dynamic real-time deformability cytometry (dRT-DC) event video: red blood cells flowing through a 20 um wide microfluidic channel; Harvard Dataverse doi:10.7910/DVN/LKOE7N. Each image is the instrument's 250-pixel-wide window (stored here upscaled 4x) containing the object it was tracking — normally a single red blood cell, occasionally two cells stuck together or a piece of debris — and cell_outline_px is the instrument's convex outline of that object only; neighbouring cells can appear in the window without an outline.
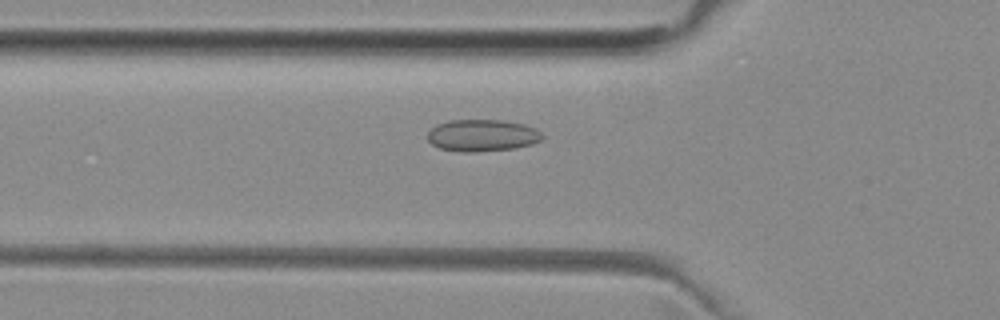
{"species": "common noctule bat (a hibernating species)", "species_latin": "Nyctalus noctula", "temperature_condition": "room temperature", "stored_images_in_passage": 25, "camera_frame_rate_fps": 3000, "um_per_image_px": 0.085, "animal": {"sex": "female", "body_mass_g": 29.2, "forearm_length_mm": 56.3}, "frame": {"image": 1, "passage_image": 9, "time_ms": 2.667, "image_size_px": [1000, 320], "cell_outline_px": [[544, 136], [540, 140], [532, 144], [516, 148], [476, 152], [464, 152], [440, 148], [432, 144], [428, 140], [428, 132], [436, 124], [448, 120], [504, 120], [524, 124], [536, 128]], "centroid_in_image_um": [41.0, 11.5], "position_along_channel_um": 84.8, "area_um2": 21.44}}
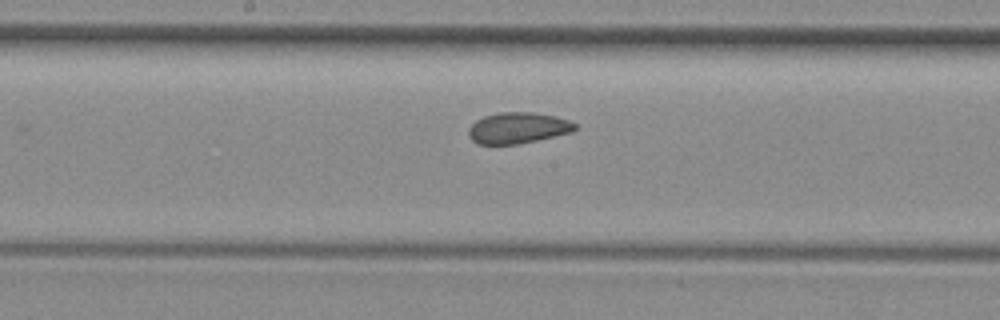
{"frame": {"image": 2, "passage_image": 18, "time_ms": 5.667, "image_size_px": [1000, 320], "cell_outline_px": [[576, 128], [572, 132], [536, 140], [516, 144], [476, 144], [468, 136], [468, 128], [476, 120], [484, 116], [500, 112], [532, 112], [556, 116], [568, 120], [576, 124]], "centroid_in_image_um": [43.99, 10.87], "position_along_channel_um": 204.2, "area_um2": 19.25}}
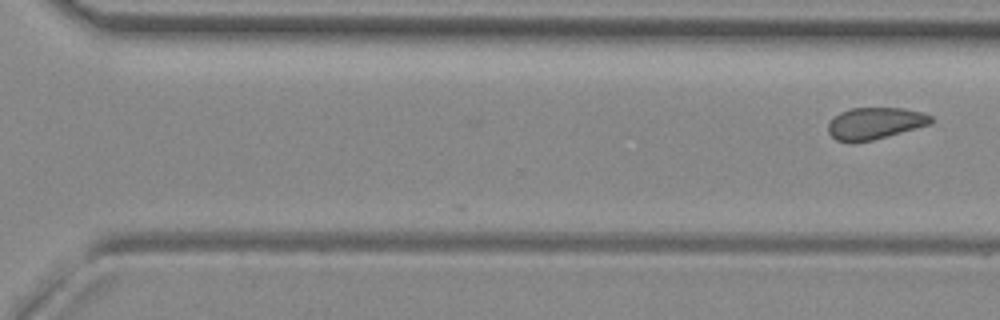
{"frame": {"image": 3, "passage_image": 25, "time_ms": 8.0, "image_size_px": [1000, 320], "cell_outline_px": [[936, 120], [932, 124], [872, 140], [852, 144], [836, 140], [828, 132], [828, 124], [840, 112], [852, 108], [904, 108], [920, 112], [932, 116]], "centroid_in_image_um": [74.39, 10.5], "position_along_channel_um": 296.2, "area_um2": 19.19}}